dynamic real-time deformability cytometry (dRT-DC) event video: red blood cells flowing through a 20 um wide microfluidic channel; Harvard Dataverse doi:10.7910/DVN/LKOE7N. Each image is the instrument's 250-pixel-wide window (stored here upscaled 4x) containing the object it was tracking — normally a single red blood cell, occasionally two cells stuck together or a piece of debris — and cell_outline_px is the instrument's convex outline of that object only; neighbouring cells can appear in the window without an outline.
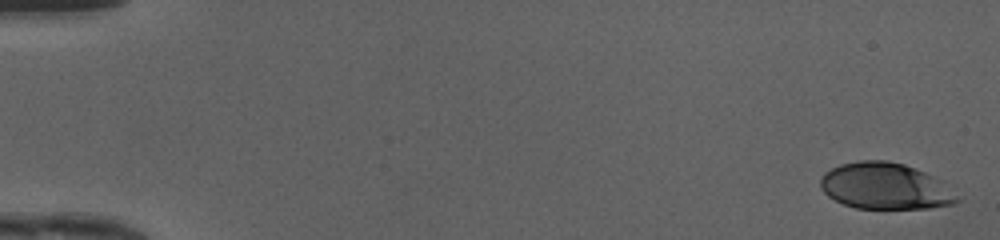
{"species": "human", "species_latin": "Homo sapiens", "temperature_condition": "cold", "stored_images_in_passage": 48, "camera_frame_rate_fps": 3000, "um_per_image_px": 0.085, "donor": {"sex": "female"}, "frame": {"image": 1, "passage_image": 1, "time_ms": 0.0, "image_size_px": [1000, 240], "cell_outline_px": [[960, 200], [956, 204], [932, 208], [856, 208], [844, 204], [828, 196], [820, 188], [820, 180], [824, 172], [840, 164], [860, 160], [888, 160], [904, 164], [924, 172], [932, 176]], "centroid_in_image_um": [75.17, 15.82], "position_along_channel_um": 9.8, "area_um2": 36.47}}
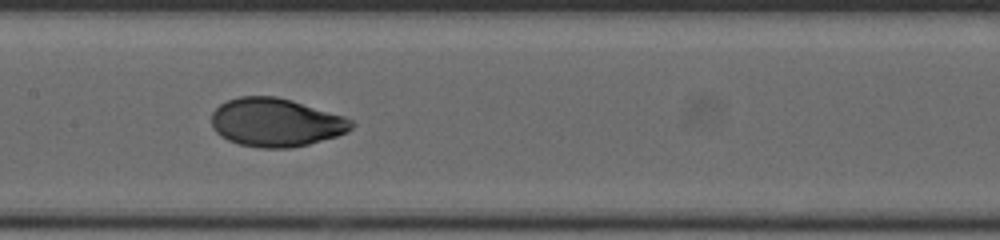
{"frame": {"image": 2, "passage_image": 24, "time_ms": 7.667, "image_size_px": [1000, 240], "cell_outline_px": [[356, 124], [348, 132], [336, 136], [308, 144], [292, 148], [260, 148], [240, 144], [228, 140], [220, 136], [212, 128], [212, 112], [220, 104], [228, 100], [240, 96], [276, 96], [292, 100], [344, 116], [352, 120]], "centroid_in_image_um": [23.45, 10.41], "position_along_channel_um": 183.9, "area_um2": 39.59}}
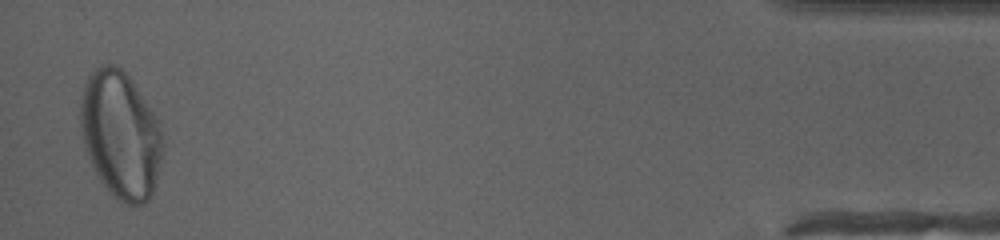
{"frame": {"image": 3, "passage_image": 47, "time_ms": 15.333, "image_size_px": [1000, 240], "cell_outline_px": [[164, 152], [152, 196], [144, 204], [124, 204], [116, 200], [108, 192], [100, 180], [88, 156], [84, 144], [80, 128], [80, 104], [84, 84], [88, 76], [100, 64], [116, 64], [132, 80], [156, 116], [164, 144]], "centroid_in_image_um": [10.26, 11.48], "position_along_channel_um": 424.9, "area_um2": 61.38}, "authors_computed_cell_mechanics": {"area_um2": 39.3618, "velocity_mm_per_s": 4.1693, "shape_relaxation_time_tau1_ms": 2.9524, "shape_relaxation_time_tau2_ms": null, "deformation_change_tau1": 0.1628, "deformation_change_tau2": null}}